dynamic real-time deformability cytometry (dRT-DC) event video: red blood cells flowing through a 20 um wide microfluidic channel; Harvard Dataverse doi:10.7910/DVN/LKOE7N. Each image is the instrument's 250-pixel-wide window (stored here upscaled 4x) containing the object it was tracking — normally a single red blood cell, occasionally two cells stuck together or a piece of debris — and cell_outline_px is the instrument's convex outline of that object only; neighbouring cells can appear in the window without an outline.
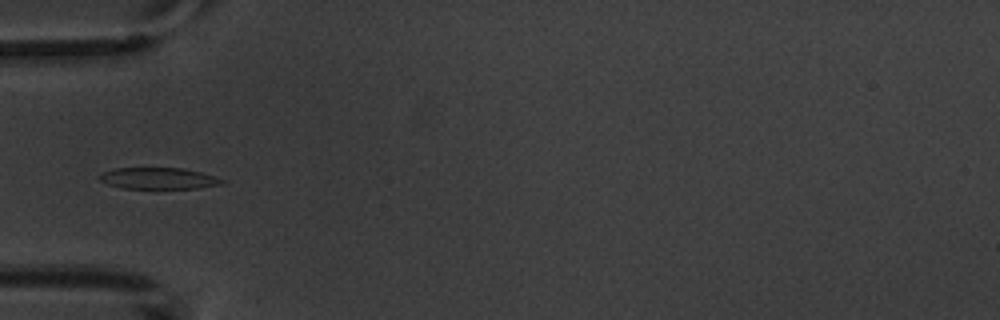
{"species": "common noctule bat (a hibernating species)", "species_latin": "Nyctalus noctula", "temperature_condition": "warm", "stored_images_in_passage": 7, "camera_frame_rate_fps": 3000, "um_per_image_px": 0.085, "animal": {"sex": "male", "body_mass_g": 20.1, "forearm_length_mm": 53.5}, "frame": {"image": 1, "passage_image": 4, "time_ms": 4.667, "image_size_px": [1000, 320], "cell_outline_px": [[228, 180], [220, 184], [200, 188], [120, 188], [108, 184], [100, 180], [96, 176], [100, 172], [116, 168], [184, 168], [200, 172]], "centroid_in_image_um": [13.44, 15.15], "position_along_channel_um": 71.6, "area_um2": 15.37}}
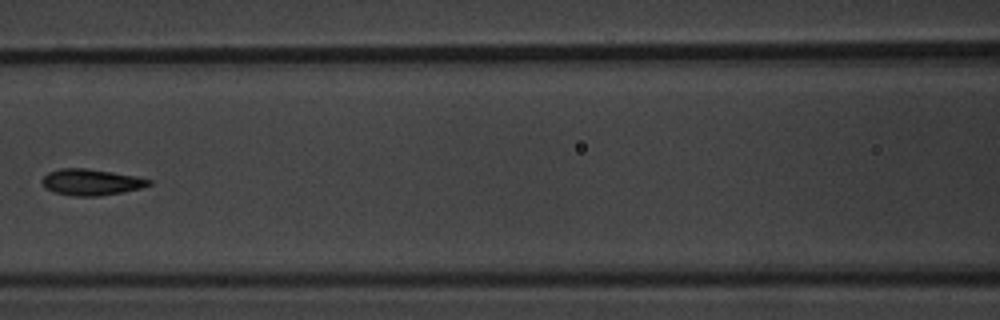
{"frame": {"image": 2, "passage_image": 6, "time_ms": 7.0, "image_size_px": [1000, 320], "cell_outline_px": [[152, 184], [140, 188], [120, 192], [96, 196], [72, 196], [56, 192], [48, 188], [44, 184], [44, 176], [48, 172], [60, 168], [84, 168], [112, 172], [136, 176], [152, 180]], "centroid_in_image_um": [7.78, 15.47], "position_along_channel_um": 158.8, "area_um2": 15.95}}
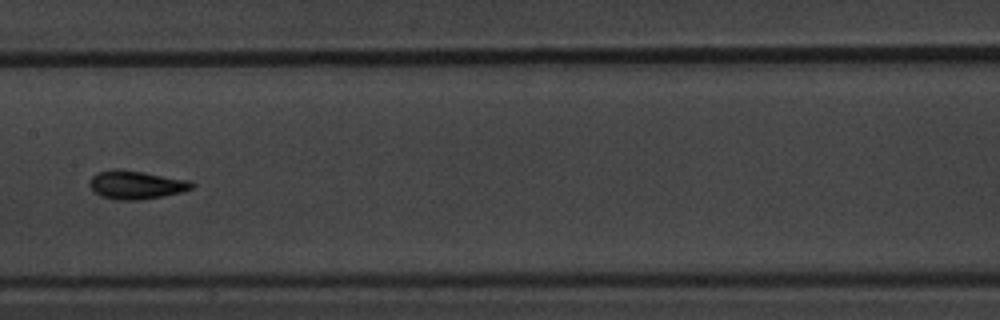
{"frame": {"image": 3, "passage_image": 7, "time_ms": 8.0, "image_size_px": [1000, 320], "cell_outline_px": [[196, 184], [192, 188], [180, 192], [164, 196], [140, 200], [116, 200], [100, 196], [88, 184], [88, 180], [96, 172], [112, 168], [120, 168], [192, 180]], "centroid_in_image_um": [11.56, 15.69], "position_along_channel_um": 195.8, "area_um2": 17.34}}